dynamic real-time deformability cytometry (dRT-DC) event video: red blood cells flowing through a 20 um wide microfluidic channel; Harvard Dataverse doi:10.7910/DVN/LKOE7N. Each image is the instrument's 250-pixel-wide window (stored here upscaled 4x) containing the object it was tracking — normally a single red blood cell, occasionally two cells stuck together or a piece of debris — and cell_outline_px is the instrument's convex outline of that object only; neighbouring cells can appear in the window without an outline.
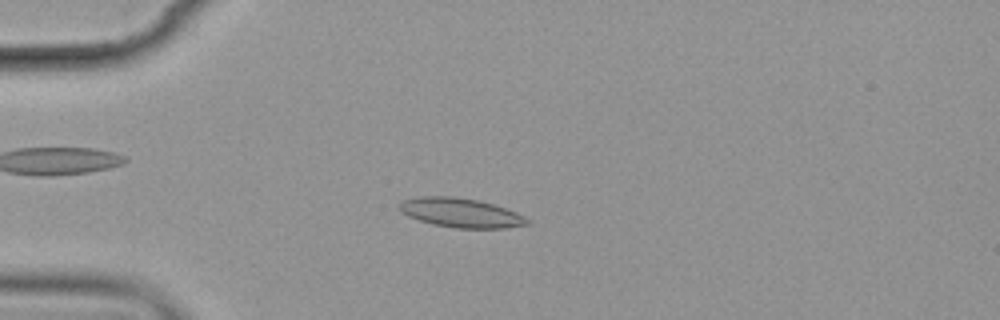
{"species": "common noctule bat (a hibernating species)", "species_latin": "Nyctalus noctula", "temperature_condition": "cold", "stored_images_in_passage": 6, "camera_frame_rate_fps": 3000, "um_per_image_px": 0.085, "animal": {"sex": "female", "body_mass_g": 19.9}, "frame": {"image": 1, "passage_image": 3, "time_ms": 3.333, "image_size_px": [1000, 320], "cell_outline_px": [[532, 224], [504, 228], [456, 228], [432, 224], [408, 216], [400, 212], [396, 208], [396, 204], [404, 200], [420, 196], [452, 196], [480, 200], [516, 212], [532, 220]], "centroid_in_image_um": [39.16, 18.08], "position_along_channel_um": 45.8, "area_um2": 22.08}}
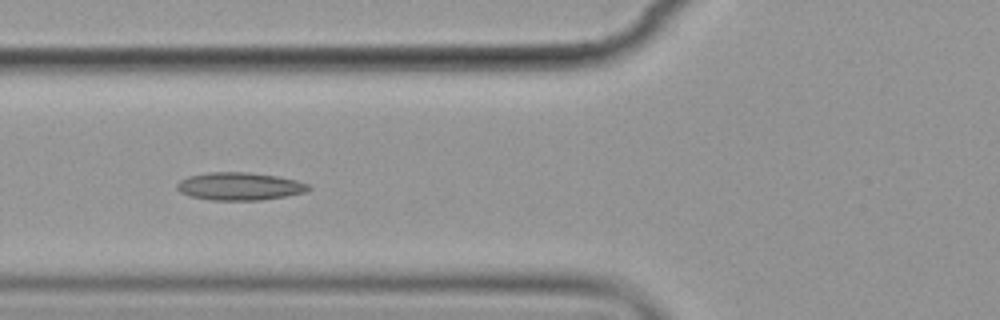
{"frame": {"image": 2, "passage_image": 5, "time_ms": 5.667, "image_size_px": [1000, 320], "cell_outline_px": [[312, 188], [308, 192], [260, 200], [212, 200], [188, 196], [180, 192], [176, 188], [176, 184], [180, 180], [188, 176], [208, 172], [248, 172], [276, 176], [296, 180], [308, 184]], "centroid_in_image_um": [20.35, 15.83], "position_along_channel_um": 105.5, "area_um2": 21.39}}
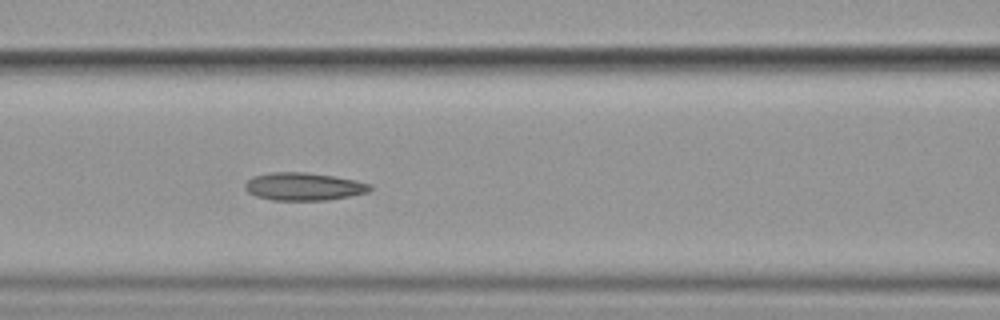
{"frame": {"image": 3, "passage_image": 6, "time_ms": 6.667, "image_size_px": [1000, 320], "cell_outline_px": [[372, 188], [368, 192], [328, 200], [272, 200], [256, 196], [248, 192], [244, 188], [244, 184], [252, 176], [272, 172], [304, 172], [332, 176], [356, 180], [372, 184]], "centroid_in_image_um": [25.8, 15.85], "position_along_channel_um": 140.8, "area_um2": 20.23}}